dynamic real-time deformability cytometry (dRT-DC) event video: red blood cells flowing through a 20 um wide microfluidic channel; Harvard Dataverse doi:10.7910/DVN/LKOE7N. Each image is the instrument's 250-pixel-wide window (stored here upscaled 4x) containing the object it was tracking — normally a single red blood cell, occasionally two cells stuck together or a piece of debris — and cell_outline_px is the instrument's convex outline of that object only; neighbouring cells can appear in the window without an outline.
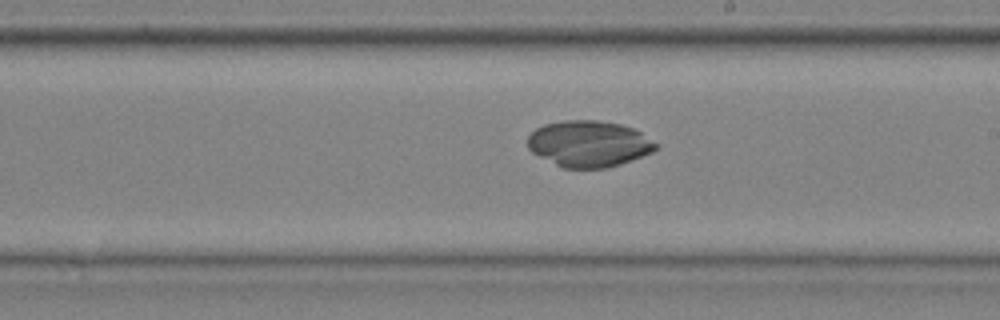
{"species": "common noctule bat (a hibernating species)", "species_latin": "Nyctalus noctula", "temperature_condition": "cold", "stored_images_in_passage": 29, "camera_frame_rate_fps": 3000, "um_per_image_px": 0.085, "animal": {"sex": "male", "body_mass_g": 20.4}, "frame": {"image": 1, "passage_image": 14, "time_ms": 4.333, "image_size_px": [1000, 320], "cell_outline_px": [[660, 144], [652, 152], [620, 164], [608, 168], [564, 168], [532, 152], [528, 148], [528, 136], [536, 128], [544, 124], [564, 120], [596, 120], [620, 124], [632, 128], [640, 132]], "centroid_in_image_um": [50.06, 12.21], "position_along_channel_um": 238.9, "area_um2": 34.39}}
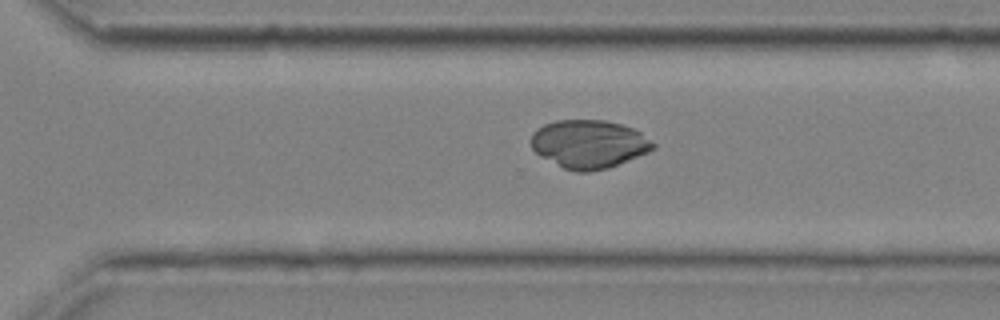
{"frame": {"image": 2, "passage_image": 20, "time_ms": 6.333, "image_size_px": [1000, 320], "cell_outline_px": [[656, 148], [648, 152], [608, 168], [588, 172], [576, 172], [564, 168], [540, 156], [532, 148], [532, 132], [536, 128], [544, 124], [556, 120], [604, 120], [620, 124], [632, 128], [640, 132], [656, 144]], "centroid_in_image_um": [50.05, 12.24], "position_along_channel_um": 320.5, "area_um2": 34.28}}
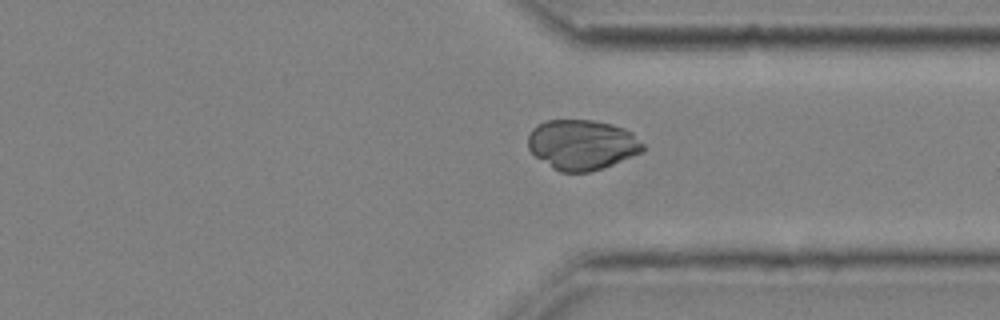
{"frame": {"image": 3, "passage_image": 23, "time_ms": 7.333, "image_size_px": [1000, 320], "cell_outline_px": [[648, 148], [644, 152], [604, 168], [588, 172], [560, 172], [552, 168], [536, 156], [528, 148], [528, 136], [532, 128], [536, 124], [544, 120], [592, 120], [612, 124], [624, 128], [632, 132]], "centroid_in_image_um": [49.51, 12.3], "position_along_channel_um": 361.9, "area_um2": 33.99}}